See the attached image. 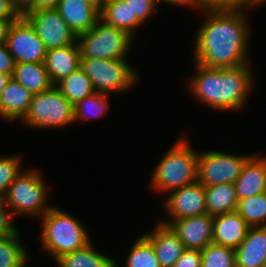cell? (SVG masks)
I'll return each mask as SVG.
<instances>
[{"mask_svg":"<svg viewBox=\"0 0 266 267\" xmlns=\"http://www.w3.org/2000/svg\"><path fill=\"white\" fill-rule=\"evenodd\" d=\"M200 12L205 14L194 37L193 62L209 68L249 65L251 35L247 11Z\"/></svg>","mask_w":266,"mask_h":267,"instance_id":"6da1fadb","label":"cell"},{"mask_svg":"<svg viewBox=\"0 0 266 267\" xmlns=\"http://www.w3.org/2000/svg\"><path fill=\"white\" fill-rule=\"evenodd\" d=\"M195 65L188 89L196 101L219 111H239L248 102L254 87L251 65L228 68H209Z\"/></svg>","mask_w":266,"mask_h":267,"instance_id":"7a4b0ae2","label":"cell"},{"mask_svg":"<svg viewBox=\"0 0 266 267\" xmlns=\"http://www.w3.org/2000/svg\"><path fill=\"white\" fill-rule=\"evenodd\" d=\"M40 219V245L54 262L63 254L82 249L92 242L89 231L78 218L53 204Z\"/></svg>","mask_w":266,"mask_h":267,"instance_id":"3957f363","label":"cell"},{"mask_svg":"<svg viewBox=\"0 0 266 267\" xmlns=\"http://www.w3.org/2000/svg\"><path fill=\"white\" fill-rule=\"evenodd\" d=\"M179 138L154 168L150 186L156 193L167 194L197 182L199 152L192 148L187 136L183 135Z\"/></svg>","mask_w":266,"mask_h":267,"instance_id":"277c9868","label":"cell"},{"mask_svg":"<svg viewBox=\"0 0 266 267\" xmlns=\"http://www.w3.org/2000/svg\"><path fill=\"white\" fill-rule=\"evenodd\" d=\"M39 171V172H38ZM40 170L28 169L21 171L4 197L7 207L13 217H42L52 205L47 202L49 185ZM48 203V204H47Z\"/></svg>","mask_w":266,"mask_h":267,"instance_id":"5b68a950","label":"cell"},{"mask_svg":"<svg viewBox=\"0 0 266 267\" xmlns=\"http://www.w3.org/2000/svg\"><path fill=\"white\" fill-rule=\"evenodd\" d=\"M127 62V58H80V68L92 81L95 92L120 94L133 88L140 79L137 69Z\"/></svg>","mask_w":266,"mask_h":267,"instance_id":"8992f818","label":"cell"},{"mask_svg":"<svg viewBox=\"0 0 266 267\" xmlns=\"http://www.w3.org/2000/svg\"><path fill=\"white\" fill-rule=\"evenodd\" d=\"M20 122L32 129H65L74 124V106L53 85L33 94L28 111Z\"/></svg>","mask_w":266,"mask_h":267,"instance_id":"52a82bcc","label":"cell"},{"mask_svg":"<svg viewBox=\"0 0 266 267\" xmlns=\"http://www.w3.org/2000/svg\"><path fill=\"white\" fill-rule=\"evenodd\" d=\"M134 37L99 19L86 33L77 36L81 58L122 59L130 53Z\"/></svg>","mask_w":266,"mask_h":267,"instance_id":"ba28073f","label":"cell"},{"mask_svg":"<svg viewBox=\"0 0 266 267\" xmlns=\"http://www.w3.org/2000/svg\"><path fill=\"white\" fill-rule=\"evenodd\" d=\"M252 155H236L220 150L200 151L197 160V182L203 187L234 184Z\"/></svg>","mask_w":266,"mask_h":267,"instance_id":"9c48e42d","label":"cell"},{"mask_svg":"<svg viewBox=\"0 0 266 267\" xmlns=\"http://www.w3.org/2000/svg\"><path fill=\"white\" fill-rule=\"evenodd\" d=\"M22 16L34 28L47 50L77 42L76 34L56 9L22 10Z\"/></svg>","mask_w":266,"mask_h":267,"instance_id":"30bf717a","label":"cell"},{"mask_svg":"<svg viewBox=\"0 0 266 267\" xmlns=\"http://www.w3.org/2000/svg\"><path fill=\"white\" fill-rule=\"evenodd\" d=\"M165 198L162 204L169 218H161L158 221L164 225L168 226L172 221L207 213L205 187L199 182L170 191Z\"/></svg>","mask_w":266,"mask_h":267,"instance_id":"8fae6325","label":"cell"},{"mask_svg":"<svg viewBox=\"0 0 266 267\" xmlns=\"http://www.w3.org/2000/svg\"><path fill=\"white\" fill-rule=\"evenodd\" d=\"M6 46L16 63H44L47 49L23 16L13 22Z\"/></svg>","mask_w":266,"mask_h":267,"instance_id":"7c38bea8","label":"cell"},{"mask_svg":"<svg viewBox=\"0 0 266 267\" xmlns=\"http://www.w3.org/2000/svg\"><path fill=\"white\" fill-rule=\"evenodd\" d=\"M186 249L203 250L212 242L213 216L202 214L172 221L168 225Z\"/></svg>","mask_w":266,"mask_h":267,"instance_id":"4fadbf2b","label":"cell"},{"mask_svg":"<svg viewBox=\"0 0 266 267\" xmlns=\"http://www.w3.org/2000/svg\"><path fill=\"white\" fill-rule=\"evenodd\" d=\"M153 246L161 267H173L186 249L173 230L160 222L142 234Z\"/></svg>","mask_w":266,"mask_h":267,"instance_id":"5bb4252c","label":"cell"},{"mask_svg":"<svg viewBox=\"0 0 266 267\" xmlns=\"http://www.w3.org/2000/svg\"><path fill=\"white\" fill-rule=\"evenodd\" d=\"M55 9L76 36L91 30L100 19V11L85 0H60Z\"/></svg>","mask_w":266,"mask_h":267,"instance_id":"9a60e30c","label":"cell"},{"mask_svg":"<svg viewBox=\"0 0 266 267\" xmlns=\"http://www.w3.org/2000/svg\"><path fill=\"white\" fill-rule=\"evenodd\" d=\"M234 186L238 200L266 192V156L253 153Z\"/></svg>","mask_w":266,"mask_h":267,"instance_id":"2e32d148","label":"cell"},{"mask_svg":"<svg viewBox=\"0 0 266 267\" xmlns=\"http://www.w3.org/2000/svg\"><path fill=\"white\" fill-rule=\"evenodd\" d=\"M250 226L237 211L213 216L212 242L236 249Z\"/></svg>","mask_w":266,"mask_h":267,"instance_id":"e0dca14e","label":"cell"},{"mask_svg":"<svg viewBox=\"0 0 266 267\" xmlns=\"http://www.w3.org/2000/svg\"><path fill=\"white\" fill-rule=\"evenodd\" d=\"M234 251L235 267H264L266 263V226L250 227L246 238Z\"/></svg>","mask_w":266,"mask_h":267,"instance_id":"ac0fdd59","label":"cell"},{"mask_svg":"<svg viewBox=\"0 0 266 267\" xmlns=\"http://www.w3.org/2000/svg\"><path fill=\"white\" fill-rule=\"evenodd\" d=\"M33 94L11 77L0 96V119L21 121L28 111Z\"/></svg>","mask_w":266,"mask_h":267,"instance_id":"d6986e66","label":"cell"},{"mask_svg":"<svg viewBox=\"0 0 266 267\" xmlns=\"http://www.w3.org/2000/svg\"><path fill=\"white\" fill-rule=\"evenodd\" d=\"M80 58L81 54L77 42L47 50L44 65L53 85L76 71L80 67Z\"/></svg>","mask_w":266,"mask_h":267,"instance_id":"ffe728a7","label":"cell"},{"mask_svg":"<svg viewBox=\"0 0 266 267\" xmlns=\"http://www.w3.org/2000/svg\"><path fill=\"white\" fill-rule=\"evenodd\" d=\"M100 19L108 25L124 30L134 38L135 30L143 26L136 17H132L130 5L125 0H105Z\"/></svg>","mask_w":266,"mask_h":267,"instance_id":"44dd1931","label":"cell"},{"mask_svg":"<svg viewBox=\"0 0 266 267\" xmlns=\"http://www.w3.org/2000/svg\"><path fill=\"white\" fill-rule=\"evenodd\" d=\"M12 78L32 94L41 93L53 86L44 63H16Z\"/></svg>","mask_w":266,"mask_h":267,"instance_id":"7402d4cb","label":"cell"},{"mask_svg":"<svg viewBox=\"0 0 266 267\" xmlns=\"http://www.w3.org/2000/svg\"><path fill=\"white\" fill-rule=\"evenodd\" d=\"M207 214L216 216L234 212L237 209L238 198L234 184L205 187Z\"/></svg>","mask_w":266,"mask_h":267,"instance_id":"603a6c76","label":"cell"},{"mask_svg":"<svg viewBox=\"0 0 266 267\" xmlns=\"http://www.w3.org/2000/svg\"><path fill=\"white\" fill-rule=\"evenodd\" d=\"M91 242L86 247L63 254L55 263L58 267H114L115 260L98 252Z\"/></svg>","mask_w":266,"mask_h":267,"instance_id":"cb8c5ba5","label":"cell"},{"mask_svg":"<svg viewBox=\"0 0 266 267\" xmlns=\"http://www.w3.org/2000/svg\"><path fill=\"white\" fill-rule=\"evenodd\" d=\"M54 86L73 106L85 97L96 93L92 81L80 67Z\"/></svg>","mask_w":266,"mask_h":267,"instance_id":"d4e9b609","label":"cell"},{"mask_svg":"<svg viewBox=\"0 0 266 267\" xmlns=\"http://www.w3.org/2000/svg\"><path fill=\"white\" fill-rule=\"evenodd\" d=\"M20 236L18 230L13 235L0 238V267H29L30 252Z\"/></svg>","mask_w":266,"mask_h":267,"instance_id":"484cf974","label":"cell"},{"mask_svg":"<svg viewBox=\"0 0 266 267\" xmlns=\"http://www.w3.org/2000/svg\"><path fill=\"white\" fill-rule=\"evenodd\" d=\"M236 211L250 227L266 226V192L239 199Z\"/></svg>","mask_w":266,"mask_h":267,"instance_id":"4316f807","label":"cell"},{"mask_svg":"<svg viewBox=\"0 0 266 267\" xmlns=\"http://www.w3.org/2000/svg\"><path fill=\"white\" fill-rule=\"evenodd\" d=\"M109 94L94 93L74 105V123L106 115L109 105Z\"/></svg>","mask_w":266,"mask_h":267,"instance_id":"83f0119b","label":"cell"},{"mask_svg":"<svg viewBox=\"0 0 266 267\" xmlns=\"http://www.w3.org/2000/svg\"><path fill=\"white\" fill-rule=\"evenodd\" d=\"M131 246L125 267H161L152 244L143 235Z\"/></svg>","mask_w":266,"mask_h":267,"instance_id":"f1b7e54d","label":"cell"},{"mask_svg":"<svg viewBox=\"0 0 266 267\" xmlns=\"http://www.w3.org/2000/svg\"><path fill=\"white\" fill-rule=\"evenodd\" d=\"M201 253V267H235V251L231 247L211 242Z\"/></svg>","mask_w":266,"mask_h":267,"instance_id":"f546056e","label":"cell"},{"mask_svg":"<svg viewBox=\"0 0 266 267\" xmlns=\"http://www.w3.org/2000/svg\"><path fill=\"white\" fill-rule=\"evenodd\" d=\"M258 6L257 0H195L194 10L248 12Z\"/></svg>","mask_w":266,"mask_h":267,"instance_id":"4dcf8cb0","label":"cell"},{"mask_svg":"<svg viewBox=\"0 0 266 267\" xmlns=\"http://www.w3.org/2000/svg\"><path fill=\"white\" fill-rule=\"evenodd\" d=\"M21 159L20 155H0V198L5 197L9 186L22 171Z\"/></svg>","mask_w":266,"mask_h":267,"instance_id":"1f68e13d","label":"cell"},{"mask_svg":"<svg viewBox=\"0 0 266 267\" xmlns=\"http://www.w3.org/2000/svg\"><path fill=\"white\" fill-rule=\"evenodd\" d=\"M129 3L132 10V17H136L142 24H144L154 12H157L159 2L157 0H125ZM157 6V7H156Z\"/></svg>","mask_w":266,"mask_h":267,"instance_id":"d6a6232c","label":"cell"},{"mask_svg":"<svg viewBox=\"0 0 266 267\" xmlns=\"http://www.w3.org/2000/svg\"><path fill=\"white\" fill-rule=\"evenodd\" d=\"M13 218L4 198H0V238L13 235L19 230Z\"/></svg>","mask_w":266,"mask_h":267,"instance_id":"836d02e7","label":"cell"},{"mask_svg":"<svg viewBox=\"0 0 266 267\" xmlns=\"http://www.w3.org/2000/svg\"><path fill=\"white\" fill-rule=\"evenodd\" d=\"M202 253L198 249H185L173 267H201Z\"/></svg>","mask_w":266,"mask_h":267,"instance_id":"e575fe53","label":"cell"},{"mask_svg":"<svg viewBox=\"0 0 266 267\" xmlns=\"http://www.w3.org/2000/svg\"><path fill=\"white\" fill-rule=\"evenodd\" d=\"M21 16L22 10L14 0H0V20H17Z\"/></svg>","mask_w":266,"mask_h":267,"instance_id":"d590c367","label":"cell"},{"mask_svg":"<svg viewBox=\"0 0 266 267\" xmlns=\"http://www.w3.org/2000/svg\"><path fill=\"white\" fill-rule=\"evenodd\" d=\"M16 62L6 44L0 46V73L13 76Z\"/></svg>","mask_w":266,"mask_h":267,"instance_id":"8d00e7d4","label":"cell"},{"mask_svg":"<svg viewBox=\"0 0 266 267\" xmlns=\"http://www.w3.org/2000/svg\"><path fill=\"white\" fill-rule=\"evenodd\" d=\"M60 0H32L23 10L55 9Z\"/></svg>","mask_w":266,"mask_h":267,"instance_id":"74e56055","label":"cell"},{"mask_svg":"<svg viewBox=\"0 0 266 267\" xmlns=\"http://www.w3.org/2000/svg\"><path fill=\"white\" fill-rule=\"evenodd\" d=\"M14 21L16 20H0V46L6 44L10 28Z\"/></svg>","mask_w":266,"mask_h":267,"instance_id":"f35d334b","label":"cell"},{"mask_svg":"<svg viewBox=\"0 0 266 267\" xmlns=\"http://www.w3.org/2000/svg\"><path fill=\"white\" fill-rule=\"evenodd\" d=\"M159 3H165V4H168L169 3V5H181V6H183L184 5V7H186V8H190L191 10H194V3H195V0H157Z\"/></svg>","mask_w":266,"mask_h":267,"instance_id":"ab89813d","label":"cell"},{"mask_svg":"<svg viewBox=\"0 0 266 267\" xmlns=\"http://www.w3.org/2000/svg\"><path fill=\"white\" fill-rule=\"evenodd\" d=\"M11 77H12L11 75L0 73V96L3 90L5 89V87L7 86V83L9 82Z\"/></svg>","mask_w":266,"mask_h":267,"instance_id":"60d3db41","label":"cell"},{"mask_svg":"<svg viewBox=\"0 0 266 267\" xmlns=\"http://www.w3.org/2000/svg\"><path fill=\"white\" fill-rule=\"evenodd\" d=\"M87 3L95 6L99 11H101L105 0H85Z\"/></svg>","mask_w":266,"mask_h":267,"instance_id":"b9f144b4","label":"cell"},{"mask_svg":"<svg viewBox=\"0 0 266 267\" xmlns=\"http://www.w3.org/2000/svg\"><path fill=\"white\" fill-rule=\"evenodd\" d=\"M15 3L21 8V10L25 9L32 0H14Z\"/></svg>","mask_w":266,"mask_h":267,"instance_id":"7bdbcfd3","label":"cell"},{"mask_svg":"<svg viewBox=\"0 0 266 267\" xmlns=\"http://www.w3.org/2000/svg\"><path fill=\"white\" fill-rule=\"evenodd\" d=\"M265 2H266V0H258V5L260 6V5L264 4Z\"/></svg>","mask_w":266,"mask_h":267,"instance_id":"ee69618b","label":"cell"},{"mask_svg":"<svg viewBox=\"0 0 266 267\" xmlns=\"http://www.w3.org/2000/svg\"><path fill=\"white\" fill-rule=\"evenodd\" d=\"M118 262L115 260V266L114 267H118Z\"/></svg>","mask_w":266,"mask_h":267,"instance_id":"f6af8a7d","label":"cell"}]
</instances>
